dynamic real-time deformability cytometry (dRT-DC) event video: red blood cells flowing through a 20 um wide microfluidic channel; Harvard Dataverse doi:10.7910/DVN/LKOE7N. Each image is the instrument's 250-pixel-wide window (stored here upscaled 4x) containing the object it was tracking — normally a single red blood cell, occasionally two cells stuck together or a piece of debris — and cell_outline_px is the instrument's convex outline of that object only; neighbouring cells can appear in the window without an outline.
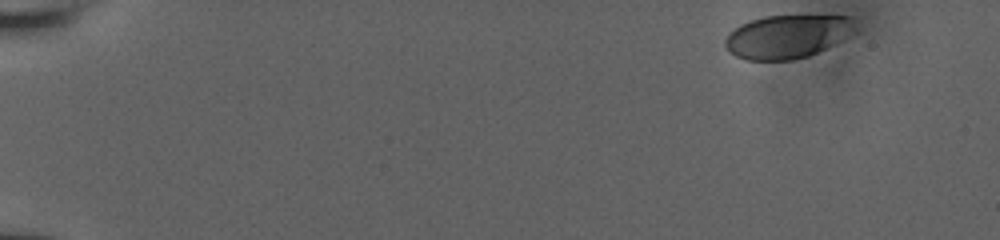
{"species": "human", "species_latin": "Homo sapiens", "temperature_condition": "room temperature", "stored_images_in_passage": 23, "camera_frame_rate_fps": 3000, "um_per_image_px": 0.085, "donor": {"sex": "male"}, "frame": {"image": 1, "passage_image": 1, "time_ms": 0.0, "image_size_px": [1000, 240], "cell_outline_px": [[860, 28], [856, 32], [808, 56], [792, 60], [748, 60], [736, 56], [728, 52], [724, 44], [724, 40], [728, 32], [740, 24], [764, 16], [852, 16]], "centroid_in_image_um": [66.92, 3.09], "position_along_channel_um": 18.1, "area_um2": 33.06}}
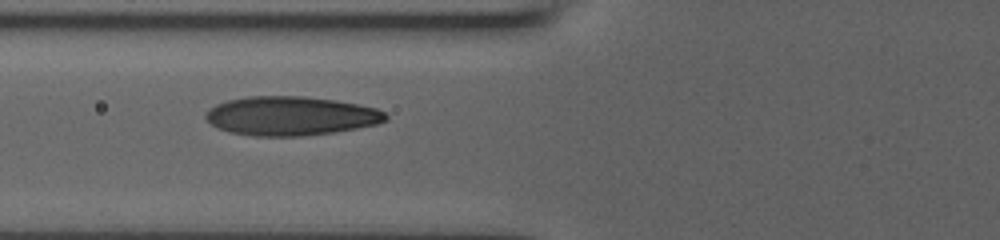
{"frame": {"image": 2, "passage_image": 17, "time_ms": 6.333, "image_size_px": [1000, 240], "cell_outline_px": [[388, 120], [376, 124], [356, 128], [332, 132], [300, 136], [252, 136], [228, 132], [216, 128], [204, 116], [204, 112], [208, 108], [216, 104], [228, 100], [248, 96], [304, 96], [336, 100], [376, 108], [384, 112], [388, 116]], "centroid_in_image_um": [24.67, 9.85], "position_along_channel_um": 101.1, "area_um2": 41.04}}
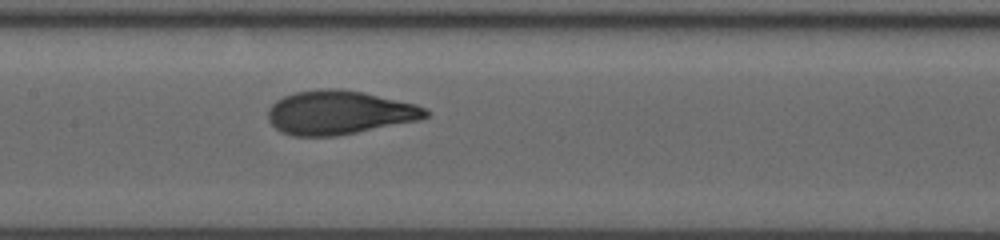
{"frame": {"image": 3, "passage_image": 23, "time_ms": 8.333, "image_size_px": [1000, 240], "cell_outline_px": [[428, 116], [420, 120], [356, 132], [332, 136], [292, 136], [280, 132], [268, 120], [268, 108], [276, 100], [284, 96], [296, 92], [320, 88], [340, 88], [364, 92], [416, 104], [424, 108], [428, 112]], "centroid_in_image_um": [28.81, 9.56], "position_along_channel_um": 178.6, "area_um2": 40.29}}